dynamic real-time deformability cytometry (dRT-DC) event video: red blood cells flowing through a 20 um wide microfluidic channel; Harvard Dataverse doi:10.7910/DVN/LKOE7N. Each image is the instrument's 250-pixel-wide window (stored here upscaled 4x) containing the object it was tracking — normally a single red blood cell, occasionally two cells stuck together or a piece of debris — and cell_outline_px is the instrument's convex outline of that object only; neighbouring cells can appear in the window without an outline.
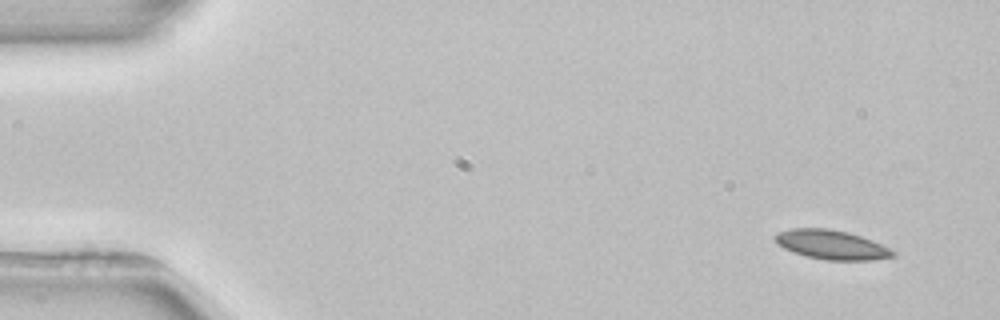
{"species": "common noctule bat (a hibernating species)", "species_latin": "Nyctalus noctula", "temperature_condition": "room temperature", "stored_images_in_passage": 3, "camera_frame_rate_fps": 3000, "um_per_image_px": 0.085, "animal": {"sex": "female", "body_mass_g": 22.7, "forearm_length_mm": 54.2}, "frame": {"image": 1, "passage_image": 1, "time_ms": 0.0, "image_size_px": [1000, 320], "cell_outline_px": [[896, 256], [872, 260], [824, 260], [804, 256], [792, 252], [776, 244], [772, 236], [776, 232], [792, 228], [828, 228], [848, 232], [872, 240], [896, 252]], "centroid_in_image_um": [70.61, 20.8], "position_along_channel_um": 14.4, "area_um2": 20.35}}
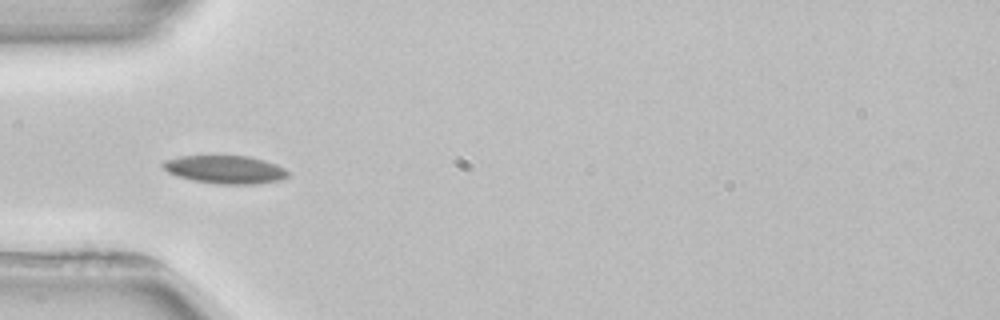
{"frame": {"image": 2, "passage_image": 3, "time_ms": 4.333, "image_size_px": [1000, 320], "cell_outline_px": [[288, 176], [280, 180], [256, 184], [220, 184], [192, 180], [176, 176], [168, 172], [160, 164], [164, 160], [180, 156], [248, 156], [264, 160], [276, 164], [284, 168], [288, 172]], "centroid_in_image_um": [19.12, 14.41], "position_along_channel_um": 65.9, "area_um2": 20.46}}